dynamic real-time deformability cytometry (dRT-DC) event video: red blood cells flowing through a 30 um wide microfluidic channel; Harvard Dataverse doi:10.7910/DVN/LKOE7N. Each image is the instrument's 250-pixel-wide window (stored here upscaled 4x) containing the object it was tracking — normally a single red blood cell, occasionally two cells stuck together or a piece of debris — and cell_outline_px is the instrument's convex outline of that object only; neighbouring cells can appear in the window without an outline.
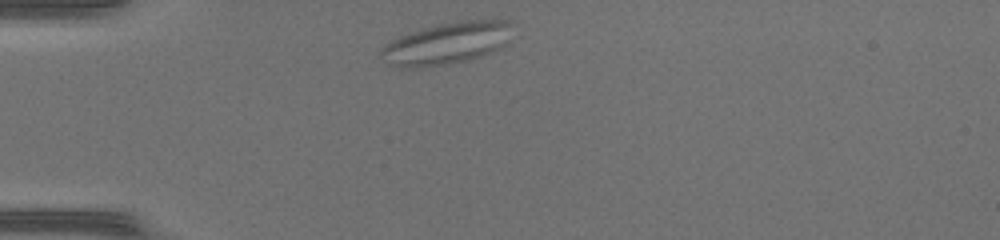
{"species": "common noctule bat (a hibernating species)", "species_latin": "Nyctalus noctula", "temperature_condition": "warm", "stored_images_in_passage": 36, "camera_frame_rate_fps": 3000, "um_per_image_px": 0.085, "animal": {"sex": "female", "body_mass_g": 17.0, "forearm_length_mm": 48.0}, "frame": {"image": 1, "passage_image": 1, "time_ms": 0.0, "image_size_px": [1000, 240], "cell_outline_px": [[512, 24], [504, 44], [500, 48], [480, 56], [468, 60], [448, 64], [412, 68], [404, 68], [392, 64], [380, 56], [380, 48], [392, 40], [400, 36], [420, 28], [436, 24], [456, 20], [508, 20]], "centroid_in_image_um": [37.94, 3.67], "position_along_channel_um": 47.1, "area_um2": 31.85}}
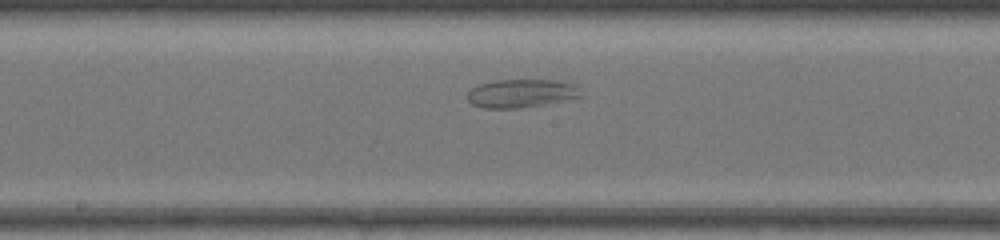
{"frame": {"image": 2, "passage_image": 14, "time_ms": 4.333, "image_size_px": [1000, 240], "cell_outline_px": [[580, 96], [544, 104], [516, 108], [484, 108], [472, 104], [468, 100], [468, 92], [472, 88], [480, 84], [496, 80], [556, 80], [572, 84], [576, 88]], "centroid_in_image_um": [44.22, 7.93], "position_along_channel_um": 204.0, "area_um2": 18.21}}
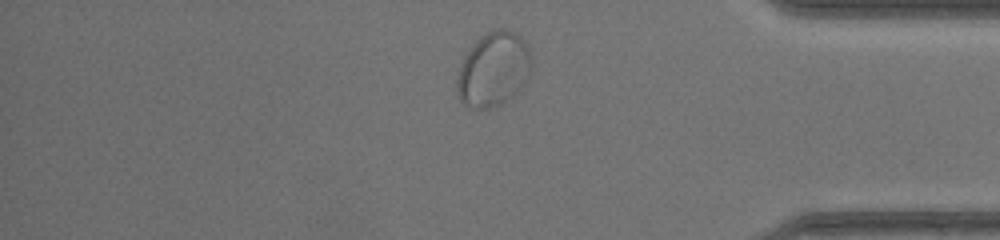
{"frame": {"image": 3, "passage_image": 29, "time_ms": 9.333, "image_size_px": [1000, 240], "cell_outline_px": [[532, 56], [528, 76], [524, 84], [512, 96], [500, 104], [488, 108], [468, 108], [460, 100], [456, 92], [456, 80], [464, 56], [476, 40], [480, 36], [492, 28], [504, 28], [516, 32], [524, 40]], "centroid_in_image_um": [41.93, 5.87], "position_along_channel_um": 393.3, "area_um2": 32.43}}